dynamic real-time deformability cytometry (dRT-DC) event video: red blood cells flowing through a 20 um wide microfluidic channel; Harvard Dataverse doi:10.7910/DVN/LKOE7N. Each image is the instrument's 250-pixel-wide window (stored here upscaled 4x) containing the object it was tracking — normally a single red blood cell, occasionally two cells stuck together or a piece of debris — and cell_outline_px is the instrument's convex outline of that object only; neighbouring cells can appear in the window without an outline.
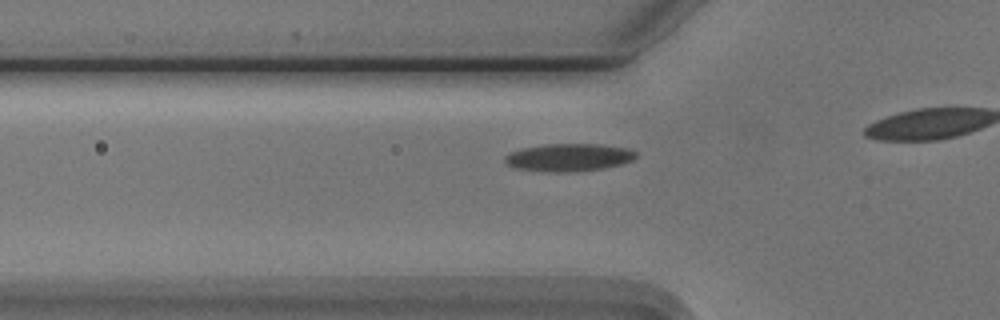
{"species": "Egyptian fruit bat (a non-hibernating species)", "species_latin": "Rousettus aegyptiacus", "temperature_condition": "cold", "stored_images_in_passage": 13, "camera_frame_rate_fps": 3000, "um_per_image_px": 0.085, "animal": {"sex": "male"}, "frame": {"image": 1, "passage_image": 8, "time_ms": 2.333, "image_size_px": [1000, 320], "cell_outline_px": [[636, 156], [632, 160], [620, 164], [604, 168], [572, 172], [548, 172], [516, 168], [508, 164], [504, 160], [504, 156], [520, 148], [544, 144], [600, 144], [628, 148], [636, 152]], "centroid_in_image_um": [48.34, 13.37], "position_along_channel_um": 77.5, "area_um2": 21.15}}
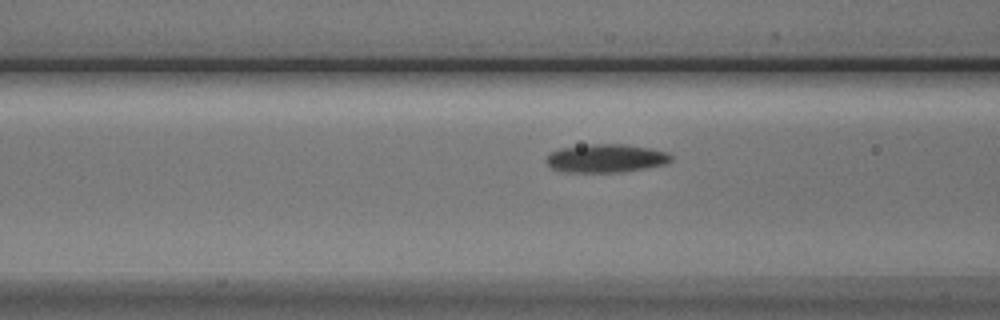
{"frame": {"image": 2, "passage_image": 11, "time_ms": 3.333, "image_size_px": [1000, 320], "cell_outline_px": [[672, 160], [664, 164], [624, 172], [560, 172], [552, 168], [544, 160], [552, 152], [560, 148], [588, 144], [628, 144], [652, 148], [668, 152], [672, 156]], "centroid_in_image_um": [51.51, 13.45], "position_along_channel_um": 115.1, "area_um2": 20.81}}